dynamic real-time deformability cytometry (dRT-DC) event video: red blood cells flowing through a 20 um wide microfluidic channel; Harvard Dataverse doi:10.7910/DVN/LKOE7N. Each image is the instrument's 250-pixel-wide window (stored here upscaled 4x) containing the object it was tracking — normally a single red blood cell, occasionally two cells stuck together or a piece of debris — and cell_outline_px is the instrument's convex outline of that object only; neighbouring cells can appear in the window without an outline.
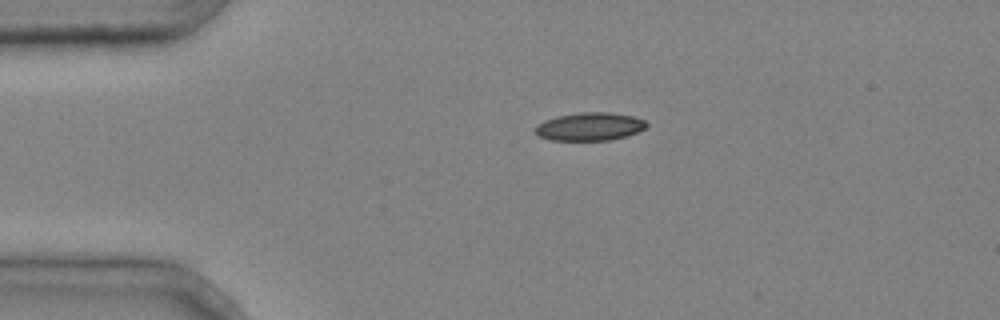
{"species": "common noctule bat (a hibernating species)", "species_latin": "Nyctalus noctula", "temperature_condition": "cold", "stored_images_in_passage": 2, "camera_frame_rate_fps": 3000, "um_per_image_px": 0.085, "animal": {"sex": "male", "body_mass_g": 20.4}, "frame": {"image": 1, "passage_image": 1, "time_ms": 0.0, "image_size_px": [1000, 320], "cell_outline_px": [[648, 124], [644, 128], [628, 136], [612, 140], [548, 140], [540, 136], [532, 128], [536, 124], [544, 120], [556, 116], [580, 112], [608, 112], [632, 116], [644, 120]], "centroid_in_image_um": [50.08, 10.76], "position_along_channel_um": 34.9, "area_um2": 18.32}}